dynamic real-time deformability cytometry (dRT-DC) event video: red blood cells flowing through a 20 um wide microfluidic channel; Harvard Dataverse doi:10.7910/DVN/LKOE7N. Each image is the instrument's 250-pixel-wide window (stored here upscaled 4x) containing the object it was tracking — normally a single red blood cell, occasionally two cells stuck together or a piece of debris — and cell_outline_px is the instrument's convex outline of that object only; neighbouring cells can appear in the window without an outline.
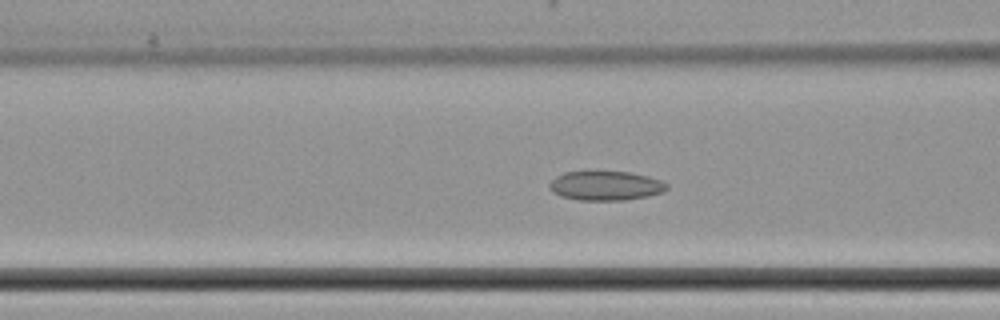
{"species": "common noctule bat (a hibernating species)", "species_latin": "Nyctalus noctula", "temperature_condition": "cold", "stored_images_in_passage": 35, "camera_frame_rate_fps": 3000, "um_per_image_px": 0.085, "animal": {"sex": "female", "body_mass_g": 22.7, "forearm_length_mm": 54.2}, "frame": {"image": 1, "passage_image": 4, "time_ms": 1.0, "image_size_px": [1000, 320], "cell_outline_px": [[668, 188], [664, 192], [648, 196], [624, 200], [580, 200], [560, 196], [552, 192], [548, 188], [548, 184], [556, 176], [564, 172], [632, 172], [648, 176], [660, 180], [668, 184]], "centroid_in_image_um": [51.48, 15.79], "position_along_channel_um": 115.1, "area_um2": 20.11}}
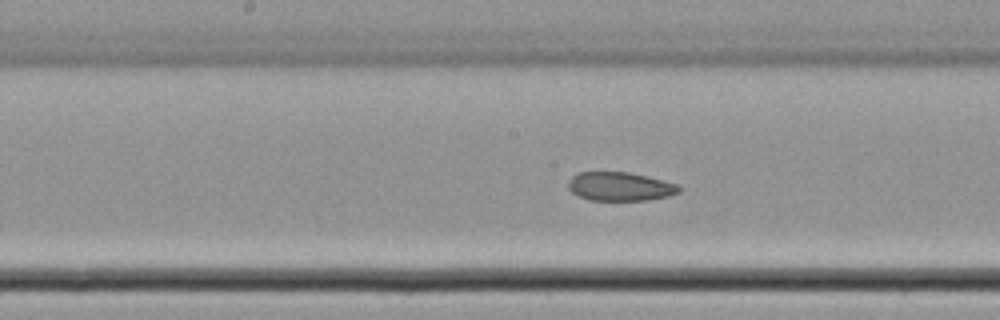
{"frame": {"image": 2, "passage_image": 10, "time_ms": 3.0, "image_size_px": [1000, 320], "cell_outline_px": [[680, 192], [668, 196], [648, 200], [592, 200], [580, 196], [572, 192], [568, 188], [568, 184], [572, 176], [580, 172], [628, 172], [680, 184]], "centroid_in_image_um": [52.73, 15.85], "position_along_channel_um": 195.5, "area_um2": 18.44}}
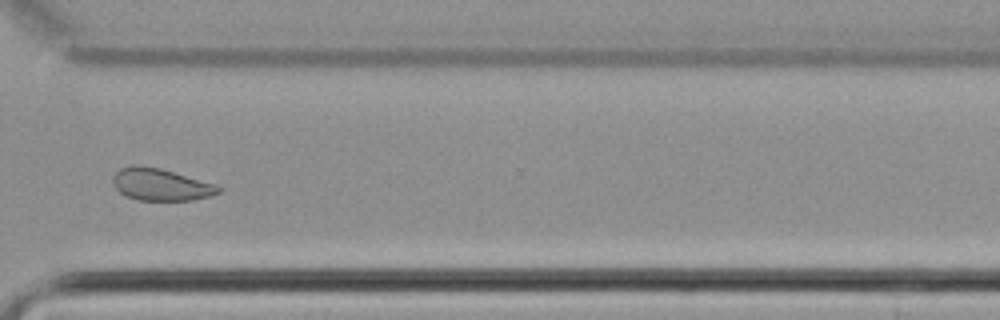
{"frame": {"image": 3, "passage_image": 22, "time_ms": 7.0, "image_size_px": [1000, 320], "cell_outline_px": [[224, 188], [220, 192], [212, 196], [192, 200], [136, 200], [124, 196], [116, 188], [112, 180], [112, 176], [120, 168], [132, 164], [160, 168], [212, 184]], "centroid_in_image_um": [13.62, 15.69], "position_along_channel_um": 357.0, "area_um2": 19.65}}